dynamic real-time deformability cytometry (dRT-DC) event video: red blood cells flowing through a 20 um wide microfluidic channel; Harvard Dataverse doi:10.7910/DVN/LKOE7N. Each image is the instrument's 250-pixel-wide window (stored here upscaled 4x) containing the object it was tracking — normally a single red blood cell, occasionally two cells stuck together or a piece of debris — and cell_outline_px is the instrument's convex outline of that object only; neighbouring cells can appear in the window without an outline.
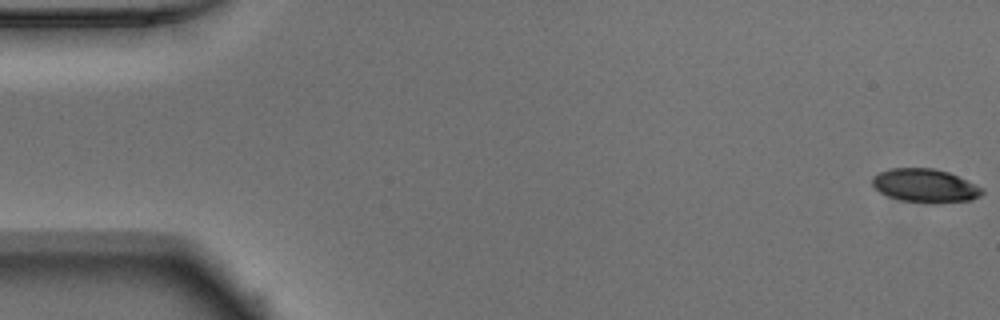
{"species": "Egyptian fruit bat (a non-hibernating species)", "species_latin": "Rousettus aegyptiacus", "temperature_condition": "warm", "stored_images_in_passage": 53, "camera_frame_rate_fps": 3000, "um_per_image_px": 0.085, "animal": {"sex": "male"}, "frame": {"image": 1, "passage_image": 1, "time_ms": 0.0, "image_size_px": [1000, 320], "cell_outline_px": [[984, 192], [980, 196], [972, 200], [936, 204], [928, 204], [900, 200], [888, 196], [880, 192], [872, 184], [872, 176], [880, 172], [892, 168], [932, 168], [948, 172], [984, 188]], "centroid_in_image_um": [78.65, 15.8], "position_along_channel_um": 6.3, "area_um2": 21.68}}
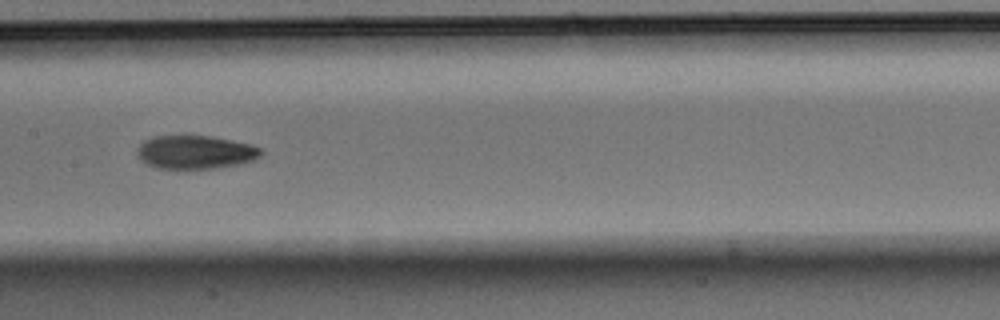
{"frame": {"image": 2, "passage_image": 26, "time_ms": 8.333, "image_size_px": [1000, 320], "cell_outline_px": [[264, 152], [260, 156], [252, 160], [236, 164], [212, 168], [156, 168], [140, 160], [136, 156], [136, 148], [144, 140], [152, 136], [212, 136], [252, 144], [260, 148]], "centroid_in_image_um": [16.56, 12.92], "position_along_channel_um": 190.8, "area_um2": 24.1}}
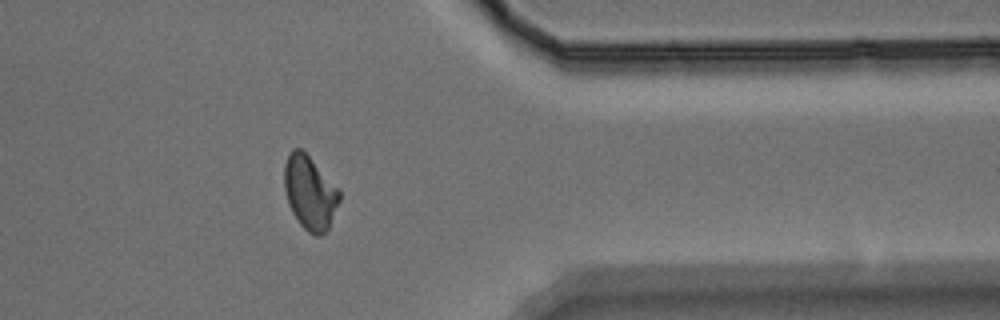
{"frame": {"image": 3, "passage_image": 42, "time_ms": 13.667, "image_size_px": [1000, 320], "cell_outline_px": [[340, 200], [328, 228], [320, 236], [316, 236], [308, 232], [300, 224], [292, 212], [288, 204], [284, 188], [284, 164], [288, 152], [292, 148], [300, 148], [340, 188]], "centroid_in_image_um": [26.33, 16.36], "position_along_channel_um": 385.1, "area_um2": 23.76}, "authors_computed_cell_mechanics": {"area_um2": 23.2356, "velocity_mm_per_s": 3.914, "shape_relaxation_time_tau1_ms": 3.9429, "shape_relaxation_time_tau2_ms": 3.2215, "deformation_change_tau1": 0.1406, "deformation_change_tau2": 0.0893}}